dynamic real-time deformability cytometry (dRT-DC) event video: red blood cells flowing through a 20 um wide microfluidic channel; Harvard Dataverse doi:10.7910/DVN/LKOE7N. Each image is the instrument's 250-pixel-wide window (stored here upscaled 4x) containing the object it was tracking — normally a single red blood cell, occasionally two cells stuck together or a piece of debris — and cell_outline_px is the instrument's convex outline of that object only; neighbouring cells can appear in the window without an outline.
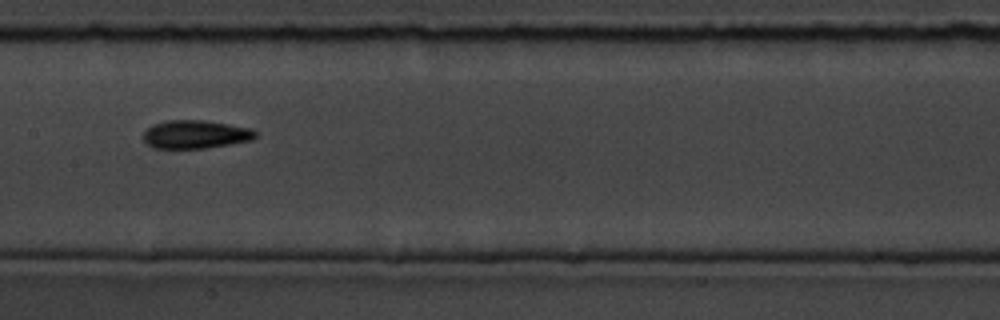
{"species": "common noctule bat (a hibernating species)", "species_latin": "Nyctalus noctula", "temperature_condition": "room temperature", "stored_images_in_passage": 14, "camera_frame_rate_fps": 3000, "um_per_image_px": 0.085, "animal": {"sex": "male", "body_mass_g": 19.5, "forearm_length_mm": 54.6}, "frame": {"image": 1, "passage_image": 7, "time_ms": 7.667, "image_size_px": [1000, 320], "cell_outline_px": [[256, 136], [252, 140], [204, 148], [152, 148], [144, 140], [144, 132], [152, 124], [164, 120], [204, 120], [252, 128], [256, 132]], "centroid_in_image_um": [16.6, 11.41], "position_along_channel_um": 190.8, "area_um2": 18.44}}
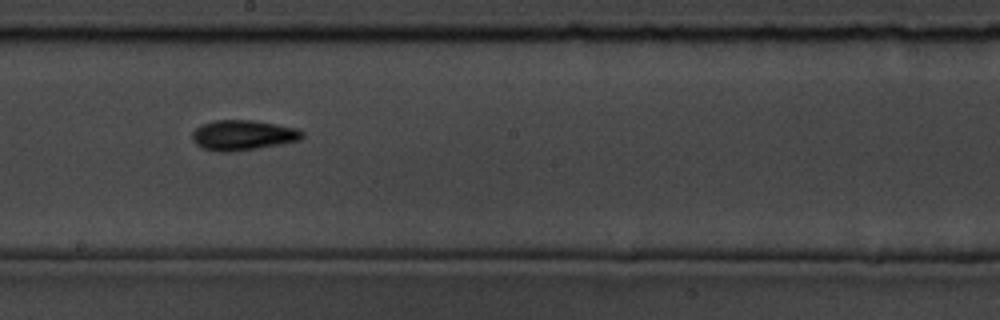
{"frame": {"image": 2, "passage_image": 8, "time_ms": 8.667, "image_size_px": [1000, 320], "cell_outline_px": [[304, 136], [300, 140], [256, 148], [232, 152], [216, 152], [200, 148], [192, 140], [192, 132], [200, 124], [216, 120], [252, 120], [300, 128], [304, 132]], "centroid_in_image_um": [20.62, 11.49], "position_along_channel_um": 227.6, "area_um2": 19.54}}
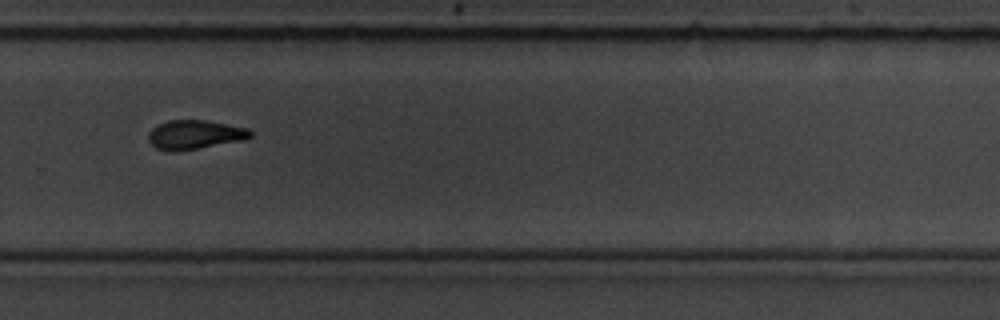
{"frame": {"image": 3, "passage_image": 10, "time_ms": 11.0, "image_size_px": [1000, 320], "cell_outline_px": [[256, 132], [252, 136], [244, 140], [180, 152], [168, 152], [156, 148], [148, 140], [148, 132], [152, 128], [168, 120], [204, 120], [248, 128]], "centroid_in_image_um": [16.57, 11.47], "position_along_channel_um": 313.2, "area_um2": 17.63}}